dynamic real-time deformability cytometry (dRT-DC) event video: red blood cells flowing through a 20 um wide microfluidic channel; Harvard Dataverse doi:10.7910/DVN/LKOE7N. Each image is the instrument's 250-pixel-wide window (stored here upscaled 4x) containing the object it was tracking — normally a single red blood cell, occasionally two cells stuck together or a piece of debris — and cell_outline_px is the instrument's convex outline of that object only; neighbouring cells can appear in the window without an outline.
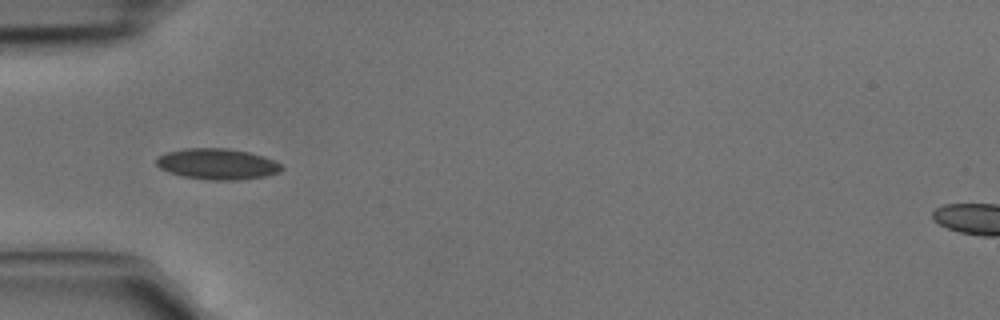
{"species": "common noctule bat (a hibernating species)", "species_latin": "Nyctalus noctula", "temperature_condition": "cold", "stored_images_in_passage": 5, "camera_frame_rate_fps": 3000, "um_per_image_px": 0.085, "animal": {"sex": "male", "body_mass_g": 15.6}, "frame": {"image": 1, "passage_image": 4, "time_ms": 1.0, "image_size_px": [1000, 320], "cell_outline_px": [[284, 168], [280, 172], [264, 176], [236, 180], [212, 180], [184, 176], [168, 172], [160, 168], [156, 164], [156, 156], [168, 152], [184, 148], [228, 148], [248, 152], [264, 156], [280, 164]], "centroid_in_image_um": [18.45, 13.93], "position_along_channel_um": 66.5, "area_um2": 22.48}}